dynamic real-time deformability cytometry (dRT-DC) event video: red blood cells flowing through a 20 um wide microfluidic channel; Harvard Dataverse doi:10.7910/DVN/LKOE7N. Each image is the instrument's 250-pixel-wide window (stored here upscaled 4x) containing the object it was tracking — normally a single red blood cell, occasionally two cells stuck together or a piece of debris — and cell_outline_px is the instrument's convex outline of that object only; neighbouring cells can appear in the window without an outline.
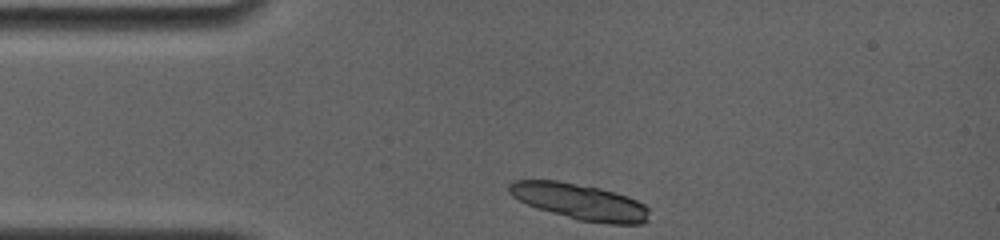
{"species": "common noctule bat (a hibernating species)", "species_latin": "Nyctalus noctula", "temperature_condition": "room temperature", "stored_images_in_passage": 3, "camera_frame_rate_fps": 4000, "um_per_image_px": 0.085, "animal": {"sex": "female", "body_mass_g": 19.0, "forearm_length_mm": 56.7}, "frame": {"image": 1, "passage_image": 1, "time_ms": 0.0, "image_size_px": [1000, 240], "cell_outline_px": [[648, 220], [644, 224], [612, 224], [576, 220], [536, 208], [512, 196], [508, 192], [508, 184], [512, 180], [560, 180], [600, 188], [628, 196], [644, 204], [648, 208]], "centroid_in_image_um": [49.28, 17.14], "position_along_channel_um": 35.7, "area_um2": 29.65}}